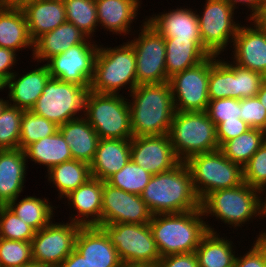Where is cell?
I'll return each instance as SVG.
<instances>
[{"label": "cell", "instance_id": "1", "mask_svg": "<svg viewBox=\"0 0 266 267\" xmlns=\"http://www.w3.org/2000/svg\"><path fill=\"white\" fill-rule=\"evenodd\" d=\"M141 197L153 215L192 211L201 206L190 169L185 162L153 175Z\"/></svg>", "mask_w": 266, "mask_h": 267}, {"label": "cell", "instance_id": "2", "mask_svg": "<svg viewBox=\"0 0 266 267\" xmlns=\"http://www.w3.org/2000/svg\"><path fill=\"white\" fill-rule=\"evenodd\" d=\"M129 95L133 137L168 134L176 112L169 82L141 84Z\"/></svg>", "mask_w": 266, "mask_h": 267}, {"label": "cell", "instance_id": "3", "mask_svg": "<svg viewBox=\"0 0 266 267\" xmlns=\"http://www.w3.org/2000/svg\"><path fill=\"white\" fill-rule=\"evenodd\" d=\"M204 219L201 208L153 215L149 225L161 257L195 252L208 231L216 232Z\"/></svg>", "mask_w": 266, "mask_h": 267}, {"label": "cell", "instance_id": "4", "mask_svg": "<svg viewBox=\"0 0 266 267\" xmlns=\"http://www.w3.org/2000/svg\"><path fill=\"white\" fill-rule=\"evenodd\" d=\"M127 85H129V93L138 86L133 46L129 42L114 48L100 45L95 59L90 91L99 94H119L120 90Z\"/></svg>", "mask_w": 266, "mask_h": 267}, {"label": "cell", "instance_id": "5", "mask_svg": "<svg viewBox=\"0 0 266 267\" xmlns=\"http://www.w3.org/2000/svg\"><path fill=\"white\" fill-rule=\"evenodd\" d=\"M174 154L180 162L219 148L216 125L203 112H179L173 115L168 132Z\"/></svg>", "mask_w": 266, "mask_h": 267}, {"label": "cell", "instance_id": "6", "mask_svg": "<svg viewBox=\"0 0 266 267\" xmlns=\"http://www.w3.org/2000/svg\"><path fill=\"white\" fill-rule=\"evenodd\" d=\"M261 192L245 182L230 189H220L209 193L201 201L203 216H215L216 219L234 228L242 227L251 218L262 217ZM209 214V215H208Z\"/></svg>", "mask_w": 266, "mask_h": 267}, {"label": "cell", "instance_id": "7", "mask_svg": "<svg viewBox=\"0 0 266 267\" xmlns=\"http://www.w3.org/2000/svg\"><path fill=\"white\" fill-rule=\"evenodd\" d=\"M117 254L125 267H156L161 258L148 224H104Z\"/></svg>", "mask_w": 266, "mask_h": 267}, {"label": "cell", "instance_id": "8", "mask_svg": "<svg viewBox=\"0 0 266 267\" xmlns=\"http://www.w3.org/2000/svg\"><path fill=\"white\" fill-rule=\"evenodd\" d=\"M128 100L121 94L88 92L84 117L100 139L133 137Z\"/></svg>", "mask_w": 266, "mask_h": 267}, {"label": "cell", "instance_id": "9", "mask_svg": "<svg viewBox=\"0 0 266 267\" xmlns=\"http://www.w3.org/2000/svg\"><path fill=\"white\" fill-rule=\"evenodd\" d=\"M185 163L201 201L216 190L230 189L244 183L243 167L227 159L220 149L194 155Z\"/></svg>", "mask_w": 266, "mask_h": 267}, {"label": "cell", "instance_id": "10", "mask_svg": "<svg viewBox=\"0 0 266 267\" xmlns=\"http://www.w3.org/2000/svg\"><path fill=\"white\" fill-rule=\"evenodd\" d=\"M89 91L90 86H80L50 77L31 111L60 126L68 121L84 117L85 102ZM80 112L81 116H79Z\"/></svg>", "mask_w": 266, "mask_h": 267}, {"label": "cell", "instance_id": "11", "mask_svg": "<svg viewBox=\"0 0 266 267\" xmlns=\"http://www.w3.org/2000/svg\"><path fill=\"white\" fill-rule=\"evenodd\" d=\"M217 57L220 56L210 55L200 64L169 78L176 111L203 112L207 110L210 67Z\"/></svg>", "mask_w": 266, "mask_h": 267}, {"label": "cell", "instance_id": "12", "mask_svg": "<svg viewBox=\"0 0 266 267\" xmlns=\"http://www.w3.org/2000/svg\"><path fill=\"white\" fill-rule=\"evenodd\" d=\"M142 24L138 37L128 41L136 55L137 84L169 82L166 73L165 39L146 21Z\"/></svg>", "mask_w": 266, "mask_h": 267}, {"label": "cell", "instance_id": "13", "mask_svg": "<svg viewBox=\"0 0 266 267\" xmlns=\"http://www.w3.org/2000/svg\"><path fill=\"white\" fill-rule=\"evenodd\" d=\"M204 8L197 14L203 47L218 56L233 43L241 24L234 22L235 10L226 0H206Z\"/></svg>", "mask_w": 266, "mask_h": 267}, {"label": "cell", "instance_id": "14", "mask_svg": "<svg viewBox=\"0 0 266 267\" xmlns=\"http://www.w3.org/2000/svg\"><path fill=\"white\" fill-rule=\"evenodd\" d=\"M80 225L74 222L53 223L37 231L31 240L33 261L58 267L75 249Z\"/></svg>", "mask_w": 266, "mask_h": 267}, {"label": "cell", "instance_id": "15", "mask_svg": "<svg viewBox=\"0 0 266 267\" xmlns=\"http://www.w3.org/2000/svg\"><path fill=\"white\" fill-rule=\"evenodd\" d=\"M87 39L81 44L70 47L67 51L53 56L47 61L50 77L63 82L90 86L94 64L99 46Z\"/></svg>", "mask_w": 266, "mask_h": 267}, {"label": "cell", "instance_id": "16", "mask_svg": "<svg viewBox=\"0 0 266 267\" xmlns=\"http://www.w3.org/2000/svg\"><path fill=\"white\" fill-rule=\"evenodd\" d=\"M152 216L141 195L103 182L101 227L115 223L148 224Z\"/></svg>", "mask_w": 266, "mask_h": 267}, {"label": "cell", "instance_id": "17", "mask_svg": "<svg viewBox=\"0 0 266 267\" xmlns=\"http://www.w3.org/2000/svg\"><path fill=\"white\" fill-rule=\"evenodd\" d=\"M131 160L152 175L171 170L180 162L168 134L132 137Z\"/></svg>", "mask_w": 266, "mask_h": 267}, {"label": "cell", "instance_id": "18", "mask_svg": "<svg viewBox=\"0 0 266 267\" xmlns=\"http://www.w3.org/2000/svg\"><path fill=\"white\" fill-rule=\"evenodd\" d=\"M250 27L239 26L233 40V63L258 72L266 78V29L258 20ZM254 25V26H253Z\"/></svg>", "mask_w": 266, "mask_h": 267}, {"label": "cell", "instance_id": "19", "mask_svg": "<svg viewBox=\"0 0 266 267\" xmlns=\"http://www.w3.org/2000/svg\"><path fill=\"white\" fill-rule=\"evenodd\" d=\"M75 250L92 267H125L102 227L81 226L76 236Z\"/></svg>", "mask_w": 266, "mask_h": 267}, {"label": "cell", "instance_id": "20", "mask_svg": "<svg viewBox=\"0 0 266 267\" xmlns=\"http://www.w3.org/2000/svg\"><path fill=\"white\" fill-rule=\"evenodd\" d=\"M103 181L91 177L65 198L71 208L77 210V216L71 215L70 222L80 226L101 227ZM73 216V217H72ZM75 216V217H74ZM91 218V219H90Z\"/></svg>", "mask_w": 266, "mask_h": 267}, {"label": "cell", "instance_id": "21", "mask_svg": "<svg viewBox=\"0 0 266 267\" xmlns=\"http://www.w3.org/2000/svg\"><path fill=\"white\" fill-rule=\"evenodd\" d=\"M14 72L6 81L9 88L8 104L16 106L24 111L31 110L41 96L46 82L50 79V71L47 64L19 75ZM18 77V78H17Z\"/></svg>", "mask_w": 266, "mask_h": 267}, {"label": "cell", "instance_id": "22", "mask_svg": "<svg viewBox=\"0 0 266 267\" xmlns=\"http://www.w3.org/2000/svg\"><path fill=\"white\" fill-rule=\"evenodd\" d=\"M163 38L201 40L198 16L191 8H176L145 19Z\"/></svg>", "mask_w": 266, "mask_h": 267}, {"label": "cell", "instance_id": "23", "mask_svg": "<svg viewBox=\"0 0 266 267\" xmlns=\"http://www.w3.org/2000/svg\"><path fill=\"white\" fill-rule=\"evenodd\" d=\"M131 160V139H100L93 162L91 177L106 182Z\"/></svg>", "mask_w": 266, "mask_h": 267}, {"label": "cell", "instance_id": "24", "mask_svg": "<svg viewBox=\"0 0 266 267\" xmlns=\"http://www.w3.org/2000/svg\"><path fill=\"white\" fill-rule=\"evenodd\" d=\"M24 150H0V204L7 205L23 191L26 176Z\"/></svg>", "mask_w": 266, "mask_h": 267}, {"label": "cell", "instance_id": "25", "mask_svg": "<svg viewBox=\"0 0 266 267\" xmlns=\"http://www.w3.org/2000/svg\"><path fill=\"white\" fill-rule=\"evenodd\" d=\"M21 9L33 41L67 21L63 0H35Z\"/></svg>", "mask_w": 266, "mask_h": 267}, {"label": "cell", "instance_id": "26", "mask_svg": "<svg viewBox=\"0 0 266 267\" xmlns=\"http://www.w3.org/2000/svg\"><path fill=\"white\" fill-rule=\"evenodd\" d=\"M88 38L73 23L64 22L56 29L47 32L34 41L33 60L48 61L57 54L64 53L70 47L85 42Z\"/></svg>", "mask_w": 266, "mask_h": 267}, {"label": "cell", "instance_id": "27", "mask_svg": "<svg viewBox=\"0 0 266 267\" xmlns=\"http://www.w3.org/2000/svg\"><path fill=\"white\" fill-rule=\"evenodd\" d=\"M59 131L68 143L72 158L91 164L94 160L99 136L85 117H80L59 126Z\"/></svg>", "mask_w": 266, "mask_h": 267}, {"label": "cell", "instance_id": "28", "mask_svg": "<svg viewBox=\"0 0 266 267\" xmlns=\"http://www.w3.org/2000/svg\"><path fill=\"white\" fill-rule=\"evenodd\" d=\"M140 3L139 0H95L99 26L116 35L129 34Z\"/></svg>", "mask_w": 266, "mask_h": 267}, {"label": "cell", "instance_id": "29", "mask_svg": "<svg viewBox=\"0 0 266 267\" xmlns=\"http://www.w3.org/2000/svg\"><path fill=\"white\" fill-rule=\"evenodd\" d=\"M164 39L166 44L165 62L168 78L200 64L211 55L203 47L202 40Z\"/></svg>", "mask_w": 266, "mask_h": 267}, {"label": "cell", "instance_id": "30", "mask_svg": "<svg viewBox=\"0 0 266 267\" xmlns=\"http://www.w3.org/2000/svg\"><path fill=\"white\" fill-rule=\"evenodd\" d=\"M33 46L23 10L0 5V47L20 52L22 48L33 51Z\"/></svg>", "mask_w": 266, "mask_h": 267}, {"label": "cell", "instance_id": "31", "mask_svg": "<svg viewBox=\"0 0 266 267\" xmlns=\"http://www.w3.org/2000/svg\"><path fill=\"white\" fill-rule=\"evenodd\" d=\"M220 237L217 231H208L201 238L195 250L199 267H234L236 252L233 249V242Z\"/></svg>", "mask_w": 266, "mask_h": 267}, {"label": "cell", "instance_id": "32", "mask_svg": "<svg viewBox=\"0 0 266 267\" xmlns=\"http://www.w3.org/2000/svg\"><path fill=\"white\" fill-rule=\"evenodd\" d=\"M24 153L26 160L29 158L39 165L46 166L47 171L56 165L73 159L69 145L60 131L30 144L24 149Z\"/></svg>", "mask_w": 266, "mask_h": 267}, {"label": "cell", "instance_id": "33", "mask_svg": "<svg viewBox=\"0 0 266 267\" xmlns=\"http://www.w3.org/2000/svg\"><path fill=\"white\" fill-rule=\"evenodd\" d=\"M47 173L48 181L58 189L60 200L91 178L90 165L75 159L54 166Z\"/></svg>", "mask_w": 266, "mask_h": 267}, {"label": "cell", "instance_id": "34", "mask_svg": "<svg viewBox=\"0 0 266 267\" xmlns=\"http://www.w3.org/2000/svg\"><path fill=\"white\" fill-rule=\"evenodd\" d=\"M17 199L10 201L7 206L36 232L54 219V206L49 203L48 199L34 196H27L20 201Z\"/></svg>", "mask_w": 266, "mask_h": 267}, {"label": "cell", "instance_id": "35", "mask_svg": "<svg viewBox=\"0 0 266 267\" xmlns=\"http://www.w3.org/2000/svg\"><path fill=\"white\" fill-rule=\"evenodd\" d=\"M265 141L266 131L250 128L236 138L226 141L220 150L227 159L244 167Z\"/></svg>", "mask_w": 266, "mask_h": 267}, {"label": "cell", "instance_id": "36", "mask_svg": "<svg viewBox=\"0 0 266 267\" xmlns=\"http://www.w3.org/2000/svg\"><path fill=\"white\" fill-rule=\"evenodd\" d=\"M209 100L235 98V63L216 59L210 67Z\"/></svg>", "mask_w": 266, "mask_h": 267}, {"label": "cell", "instance_id": "37", "mask_svg": "<svg viewBox=\"0 0 266 267\" xmlns=\"http://www.w3.org/2000/svg\"><path fill=\"white\" fill-rule=\"evenodd\" d=\"M66 20L73 23L88 38H92L98 25L95 0H63Z\"/></svg>", "mask_w": 266, "mask_h": 267}, {"label": "cell", "instance_id": "38", "mask_svg": "<svg viewBox=\"0 0 266 267\" xmlns=\"http://www.w3.org/2000/svg\"><path fill=\"white\" fill-rule=\"evenodd\" d=\"M59 131V126L45 117L34 114L31 110L23 111L19 149L24 150L30 144Z\"/></svg>", "mask_w": 266, "mask_h": 267}, {"label": "cell", "instance_id": "39", "mask_svg": "<svg viewBox=\"0 0 266 267\" xmlns=\"http://www.w3.org/2000/svg\"><path fill=\"white\" fill-rule=\"evenodd\" d=\"M153 175L130 160L106 182L129 193L141 195Z\"/></svg>", "mask_w": 266, "mask_h": 267}, {"label": "cell", "instance_id": "40", "mask_svg": "<svg viewBox=\"0 0 266 267\" xmlns=\"http://www.w3.org/2000/svg\"><path fill=\"white\" fill-rule=\"evenodd\" d=\"M22 109L6 104L0 113V150L19 149Z\"/></svg>", "mask_w": 266, "mask_h": 267}, {"label": "cell", "instance_id": "41", "mask_svg": "<svg viewBox=\"0 0 266 267\" xmlns=\"http://www.w3.org/2000/svg\"><path fill=\"white\" fill-rule=\"evenodd\" d=\"M36 231L22 221L7 205H0V238L31 241Z\"/></svg>", "mask_w": 266, "mask_h": 267}, {"label": "cell", "instance_id": "42", "mask_svg": "<svg viewBox=\"0 0 266 267\" xmlns=\"http://www.w3.org/2000/svg\"><path fill=\"white\" fill-rule=\"evenodd\" d=\"M33 261L31 241L0 238V267H20Z\"/></svg>", "mask_w": 266, "mask_h": 267}, {"label": "cell", "instance_id": "43", "mask_svg": "<svg viewBox=\"0 0 266 267\" xmlns=\"http://www.w3.org/2000/svg\"><path fill=\"white\" fill-rule=\"evenodd\" d=\"M244 182L261 191L266 185V141L243 167Z\"/></svg>", "mask_w": 266, "mask_h": 267}, {"label": "cell", "instance_id": "44", "mask_svg": "<svg viewBox=\"0 0 266 267\" xmlns=\"http://www.w3.org/2000/svg\"><path fill=\"white\" fill-rule=\"evenodd\" d=\"M265 77L235 64V99L255 97Z\"/></svg>", "mask_w": 266, "mask_h": 267}, {"label": "cell", "instance_id": "45", "mask_svg": "<svg viewBox=\"0 0 266 267\" xmlns=\"http://www.w3.org/2000/svg\"><path fill=\"white\" fill-rule=\"evenodd\" d=\"M206 112L216 127L223 121L236 120L241 118L240 99L222 98L209 100Z\"/></svg>", "mask_w": 266, "mask_h": 267}, {"label": "cell", "instance_id": "46", "mask_svg": "<svg viewBox=\"0 0 266 267\" xmlns=\"http://www.w3.org/2000/svg\"><path fill=\"white\" fill-rule=\"evenodd\" d=\"M241 119L251 128L266 131V108L257 96L240 100Z\"/></svg>", "mask_w": 266, "mask_h": 267}, {"label": "cell", "instance_id": "47", "mask_svg": "<svg viewBox=\"0 0 266 267\" xmlns=\"http://www.w3.org/2000/svg\"><path fill=\"white\" fill-rule=\"evenodd\" d=\"M254 242L249 251L236 257L234 267H266V248L257 239Z\"/></svg>", "mask_w": 266, "mask_h": 267}, {"label": "cell", "instance_id": "48", "mask_svg": "<svg viewBox=\"0 0 266 267\" xmlns=\"http://www.w3.org/2000/svg\"><path fill=\"white\" fill-rule=\"evenodd\" d=\"M251 127L241 118L223 121L217 127V140L219 148L226 142L249 130Z\"/></svg>", "mask_w": 266, "mask_h": 267}, {"label": "cell", "instance_id": "49", "mask_svg": "<svg viewBox=\"0 0 266 267\" xmlns=\"http://www.w3.org/2000/svg\"><path fill=\"white\" fill-rule=\"evenodd\" d=\"M156 267H199L195 252L163 256Z\"/></svg>", "mask_w": 266, "mask_h": 267}, {"label": "cell", "instance_id": "50", "mask_svg": "<svg viewBox=\"0 0 266 267\" xmlns=\"http://www.w3.org/2000/svg\"><path fill=\"white\" fill-rule=\"evenodd\" d=\"M17 52L0 47V77L6 82L14 73L12 67L16 65Z\"/></svg>", "mask_w": 266, "mask_h": 267}, {"label": "cell", "instance_id": "51", "mask_svg": "<svg viewBox=\"0 0 266 267\" xmlns=\"http://www.w3.org/2000/svg\"><path fill=\"white\" fill-rule=\"evenodd\" d=\"M234 10L238 8L239 3L241 5H246L247 8L250 9V17L249 21L257 20L259 16L262 14L264 5L259 0H226ZM238 5V6H236ZM237 7V8H236ZM252 10V11H251Z\"/></svg>", "mask_w": 266, "mask_h": 267}, {"label": "cell", "instance_id": "52", "mask_svg": "<svg viewBox=\"0 0 266 267\" xmlns=\"http://www.w3.org/2000/svg\"><path fill=\"white\" fill-rule=\"evenodd\" d=\"M58 267H92L75 249Z\"/></svg>", "mask_w": 266, "mask_h": 267}, {"label": "cell", "instance_id": "53", "mask_svg": "<svg viewBox=\"0 0 266 267\" xmlns=\"http://www.w3.org/2000/svg\"><path fill=\"white\" fill-rule=\"evenodd\" d=\"M35 0H0V5L5 7L22 8L25 4Z\"/></svg>", "mask_w": 266, "mask_h": 267}, {"label": "cell", "instance_id": "54", "mask_svg": "<svg viewBox=\"0 0 266 267\" xmlns=\"http://www.w3.org/2000/svg\"><path fill=\"white\" fill-rule=\"evenodd\" d=\"M256 96L258 97L262 105L266 108V78L263 80Z\"/></svg>", "mask_w": 266, "mask_h": 267}, {"label": "cell", "instance_id": "55", "mask_svg": "<svg viewBox=\"0 0 266 267\" xmlns=\"http://www.w3.org/2000/svg\"><path fill=\"white\" fill-rule=\"evenodd\" d=\"M265 190H266V185L260 191L261 192V196L264 195V194L266 196V193H264V192H266ZM261 209H262V213H263L264 217H266V197L264 198V200L261 197Z\"/></svg>", "mask_w": 266, "mask_h": 267}, {"label": "cell", "instance_id": "56", "mask_svg": "<svg viewBox=\"0 0 266 267\" xmlns=\"http://www.w3.org/2000/svg\"><path fill=\"white\" fill-rule=\"evenodd\" d=\"M20 267H54L46 264L37 263L35 261H31L30 263L24 264Z\"/></svg>", "mask_w": 266, "mask_h": 267}, {"label": "cell", "instance_id": "57", "mask_svg": "<svg viewBox=\"0 0 266 267\" xmlns=\"http://www.w3.org/2000/svg\"><path fill=\"white\" fill-rule=\"evenodd\" d=\"M257 20L266 29V6L264 7L262 14Z\"/></svg>", "mask_w": 266, "mask_h": 267}, {"label": "cell", "instance_id": "58", "mask_svg": "<svg viewBox=\"0 0 266 267\" xmlns=\"http://www.w3.org/2000/svg\"><path fill=\"white\" fill-rule=\"evenodd\" d=\"M259 235H257L258 237L256 238L265 248H266V231L263 232Z\"/></svg>", "mask_w": 266, "mask_h": 267}, {"label": "cell", "instance_id": "59", "mask_svg": "<svg viewBox=\"0 0 266 267\" xmlns=\"http://www.w3.org/2000/svg\"><path fill=\"white\" fill-rule=\"evenodd\" d=\"M8 103L7 100H3V98H0V113L3 110V108L6 106V104Z\"/></svg>", "mask_w": 266, "mask_h": 267}, {"label": "cell", "instance_id": "60", "mask_svg": "<svg viewBox=\"0 0 266 267\" xmlns=\"http://www.w3.org/2000/svg\"><path fill=\"white\" fill-rule=\"evenodd\" d=\"M6 89V82L0 77V90Z\"/></svg>", "mask_w": 266, "mask_h": 267}, {"label": "cell", "instance_id": "61", "mask_svg": "<svg viewBox=\"0 0 266 267\" xmlns=\"http://www.w3.org/2000/svg\"><path fill=\"white\" fill-rule=\"evenodd\" d=\"M264 6H266V0H259Z\"/></svg>", "mask_w": 266, "mask_h": 267}]
</instances>
